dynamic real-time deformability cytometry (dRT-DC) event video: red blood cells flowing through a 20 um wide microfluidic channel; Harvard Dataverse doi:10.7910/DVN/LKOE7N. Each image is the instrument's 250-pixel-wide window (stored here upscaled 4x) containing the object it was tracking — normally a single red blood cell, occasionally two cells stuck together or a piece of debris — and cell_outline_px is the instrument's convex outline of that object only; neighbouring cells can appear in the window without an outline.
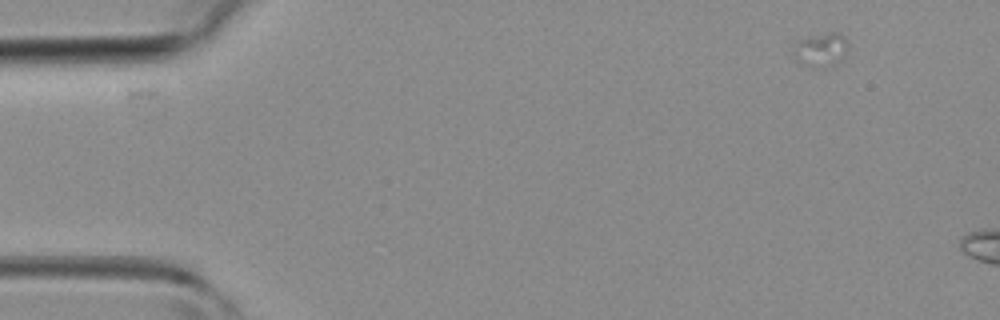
{"species": "common noctule bat (a hibernating species)", "species_latin": "Nyctalus noctula", "temperature_condition": "room temperature", "stored_images_in_passage": 5, "camera_frame_rate_fps": 3000, "um_per_image_px": 0.085, "animal": {"sex": "female", "body_mass_g": 19.3, "forearm_length_mm": 54.1}, "frame": {"image": 1, "passage_image": 1, "time_ms": 0.0, "image_size_px": [1000, 320], "cell_outline_px": [[848, 44], [844, 56], [832, 68], [812, 68], [796, 64], [792, 56], [800, 40], [808, 36], [828, 32], [836, 32], [844, 36], [848, 40]], "centroid_in_image_um": [69.77, 4.28], "position_along_channel_um": 15.2, "area_um2": 11.21}}